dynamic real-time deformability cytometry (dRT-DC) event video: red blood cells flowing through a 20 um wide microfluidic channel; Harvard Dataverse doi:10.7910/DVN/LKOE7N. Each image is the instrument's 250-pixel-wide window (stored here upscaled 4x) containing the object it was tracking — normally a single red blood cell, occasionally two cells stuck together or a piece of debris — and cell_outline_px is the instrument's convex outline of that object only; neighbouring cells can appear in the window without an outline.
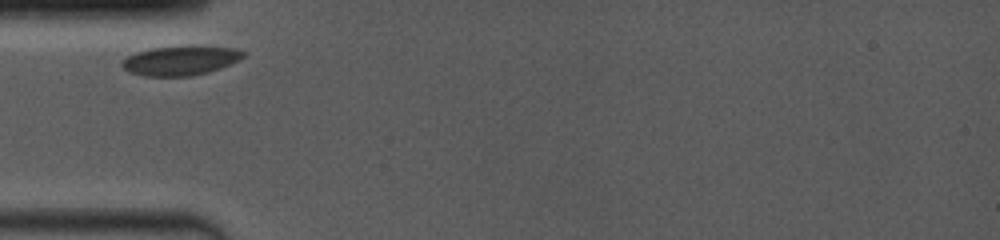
{"species": "common noctule bat (a hibernating species)", "species_latin": "Nyctalus noctula", "temperature_condition": "room temperature", "stored_images_in_passage": 31, "camera_frame_rate_fps": 4000, "um_per_image_px": 0.085, "animal": {"sex": "female", "body_mass_g": 19.0, "forearm_length_mm": 53.3}, "frame": {"image": 1, "passage_image": 1, "time_ms": 0.0, "image_size_px": [1000, 240], "cell_outline_px": [[244, 56], [220, 68], [208, 72], [192, 76], [144, 76], [128, 72], [120, 64], [120, 60], [136, 52], [152, 48], [200, 44], [236, 48], [244, 52]], "centroid_in_image_um": [15.32, 5.12], "position_along_channel_um": 69.7, "area_um2": 21.15}}
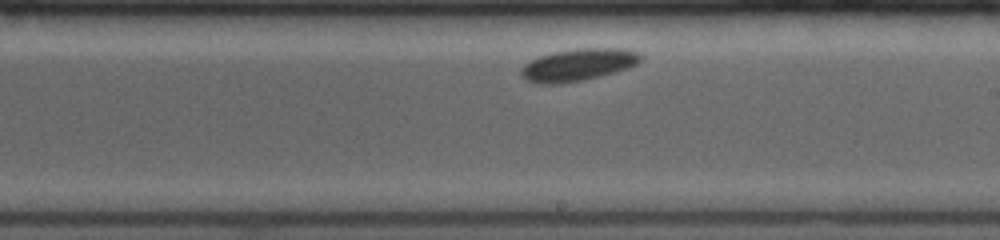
{"frame": {"image": 2, "passage_image": 18, "time_ms": 4.75, "image_size_px": [1000, 240], "cell_outline_px": [[644, 56], [636, 64], [628, 68], [600, 76], [584, 80], [556, 84], [540, 84], [524, 80], [520, 76], [520, 68], [524, 64], [540, 56], [552, 52], [576, 48], [624, 48], [640, 52]], "centroid_in_image_um": [49.13, 5.5], "position_along_channel_um": 239.9, "area_um2": 22.72}}
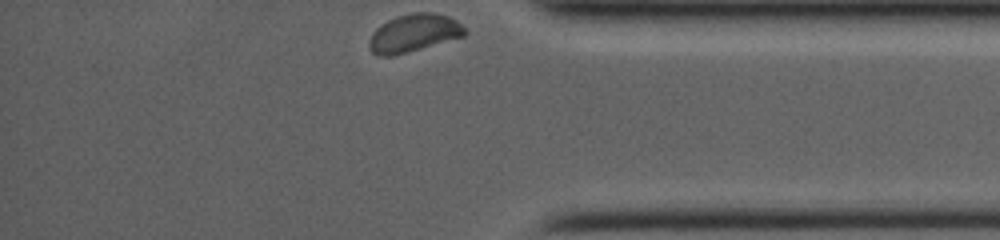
{"frame": {"image": 3, "passage_image": 31, "time_ms": 9.25, "image_size_px": [1000, 240], "cell_outline_px": [[468, 32], [464, 36], [408, 52], [392, 56], [376, 56], [368, 48], [368, 40], [372, 32], [380, 24], [396, 16], [416, 12], [432, 12], [448, 16], [456, 20]], "centroid_in_image_um": [35.13, 2.82], "position_along_channel_um": 400.1, "area_um2": 21.21}}